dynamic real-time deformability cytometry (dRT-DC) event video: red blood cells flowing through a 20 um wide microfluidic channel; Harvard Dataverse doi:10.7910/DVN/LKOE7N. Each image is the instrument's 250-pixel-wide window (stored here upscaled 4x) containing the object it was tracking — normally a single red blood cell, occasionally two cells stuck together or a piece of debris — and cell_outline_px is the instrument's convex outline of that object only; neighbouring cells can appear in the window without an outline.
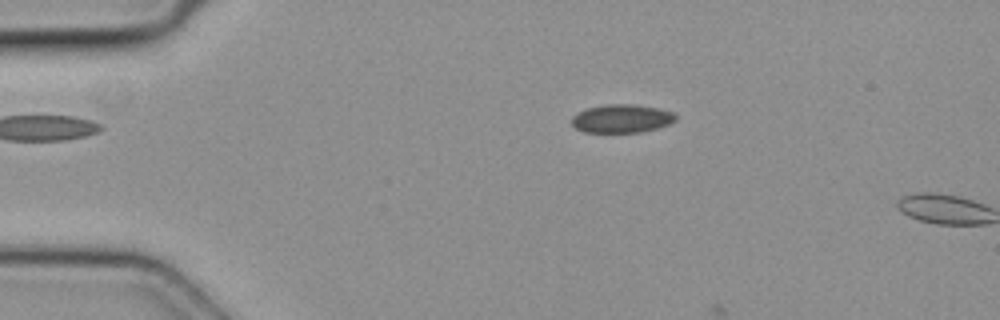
{"species": "common noctule bat (a hibernating species)", "species_latin": "Nyctalus noctula", "temperature_condition": "cold", "stored_images_in_passage": 3, "camera_frame_rate_fps": 3000, "um_per_image_px": 0.085, "animal": {"sex": "female", "body_mass_g": 19.3, "forearm_length_mm": 54.1}, "frame": {"image": 1, "passage_image": 2, "time_ms": 0.333, "image_size_px": [1000, 320], "cell_outline_px": [[676, 120], [668, 124], [656, 128], [640, 132], [584, 132], [576, 128], [572, 124], [572, 116], [576, 112], [584, 108], [604, 104], [636, 104], [660, 108], [672, 112], [676, 116]], "centroid_in_image_um": [52.81, 10.06], "position_along_channel_um": 32.2, "area_um2": 17.34}}